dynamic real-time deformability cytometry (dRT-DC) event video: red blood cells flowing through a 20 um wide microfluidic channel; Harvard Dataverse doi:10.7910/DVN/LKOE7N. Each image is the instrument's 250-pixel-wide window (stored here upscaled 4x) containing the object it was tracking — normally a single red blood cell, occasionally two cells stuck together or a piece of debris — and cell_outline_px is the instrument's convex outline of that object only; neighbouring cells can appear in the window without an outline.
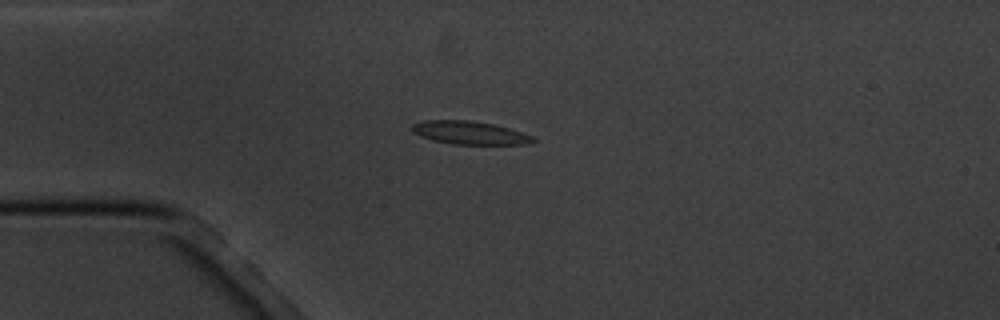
{"species": "common noctule bat (a hibernating species)", "species_latin": "Nyctalus noctula", "temperature_condition": "cold", "stored_images_in_passage": 4, "camera_frame_rate_fps": 3000, "um_per_image_px": 0.085, "animal": {"sex": "male", "body_mass_g": 20.1, "forearm_length_mm": 53.5}, "frame": {"image": 1, "passage_image": 2, "time_ms": 1.333, "image_size_px": [1000, 320], "cell_outline_px": [[536, 140], [528, 144], [452, 144], [432, 140], [420, 136], [412, 132], [412, 124], [424, 120], [468, 120], [492, 124], [508, 128], [536, 136]], "centroid_in_image_um": [39.93, 11.29], "position_along_channel_um": 45.1, "area_um2": 16.36}}
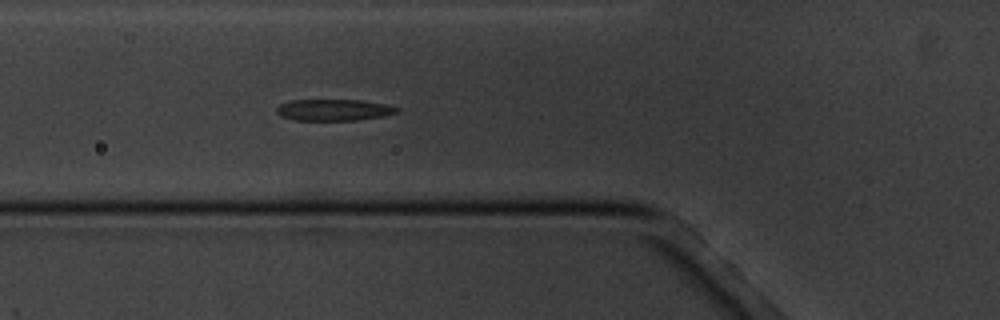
{"frame": {"image": 2, "passage_image": 4, "time_ms": 3.333, "image_size_px": [1000, 320], "cell_outline_px": [[400, 112], [384, 116], [360, 120], [292, 120], [280, 116], [276, 112], [276, 108], [280, 104], [288, 100], [360, 100], [384, 104], [400, 108]], "centroid_in_image_um": [28.36, 9.35], "position_along_channel_um": 97.4, "area_um2": 15.2}}